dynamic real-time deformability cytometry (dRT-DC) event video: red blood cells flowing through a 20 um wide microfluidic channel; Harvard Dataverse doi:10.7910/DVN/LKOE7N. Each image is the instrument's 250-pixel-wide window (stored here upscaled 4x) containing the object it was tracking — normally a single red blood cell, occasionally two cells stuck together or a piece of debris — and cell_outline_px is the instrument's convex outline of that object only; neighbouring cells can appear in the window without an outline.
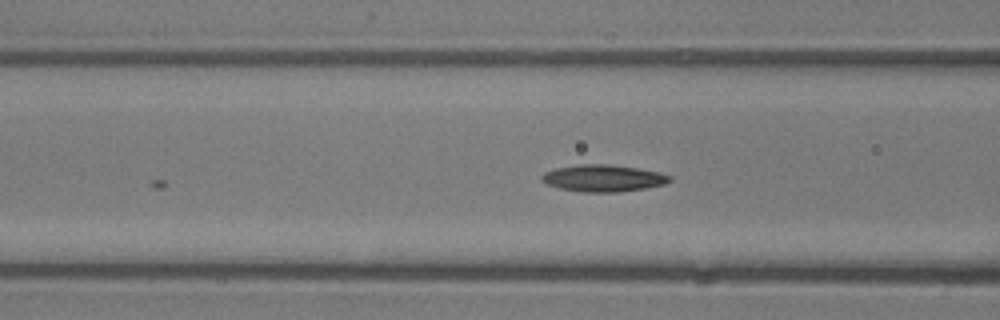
{"species": "common noctule bat (a hibernating species)", "species_latin": "Nyctalus noctula", "temperature_condition": "room temperature", "stored_images_in_passage": 6, "camera_frame_rate_fps": 3000, "um_per_image_px": 0.085, "animal": {"sex": "male", "body_mass_g": 13.3}, "frame": {"image": 1, "passage_image": 6, "time_ms": 1.667, "image_size_px": [1000, 320], "cell_outline_px": [[672, 180], [664, 184], [644, 188], [620, 192], [584, 192], [560, 188], [548, 184], [540, 180], [540, 176], [544, 172], [556, 168], [580, 164], [608, 164], [636, 168], [660, 172], [672, 176]], "centroid_in_image_um": [51.27, 15.14], "position_along_channel_um": 115.3, "area_um2": 20.0}}